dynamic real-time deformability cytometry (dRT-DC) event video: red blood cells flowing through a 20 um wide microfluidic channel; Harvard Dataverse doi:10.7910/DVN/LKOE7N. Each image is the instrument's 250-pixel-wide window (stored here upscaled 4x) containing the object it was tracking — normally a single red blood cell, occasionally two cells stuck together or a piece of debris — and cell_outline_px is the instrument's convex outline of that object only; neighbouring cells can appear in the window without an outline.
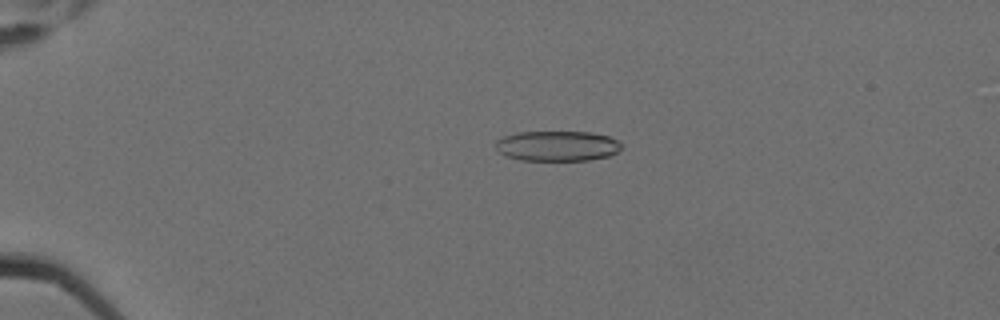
{"species": "Egyptian fruit bat (a non-hibernating species)", "species_latin": "Rousettus aegyptiacus", "temperature_condition": "cold", "stored_images_in_passage": 6, "camera_frame_rate_fps": 3000, "um_per_image_px": 0.085, "animal": {"sex": "female"}, "frame": {"image": 1, "passage_image": 4, "time_ms": 1.0, "image_size_px": [1000, 320], "cell_outline_px": [[624, 148], [608, 156], [588, 160], [520, 160], [508, 156], [500, 152], [496, 148], [496, 140], [504, 136], [516, 132], [592, 132], [608, 136], [624, 144]], "centroid_in_image_um": [47.4, 12.4], "position_along_channel_um": 37.6, "area_um2": 22.2}}